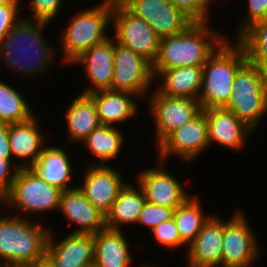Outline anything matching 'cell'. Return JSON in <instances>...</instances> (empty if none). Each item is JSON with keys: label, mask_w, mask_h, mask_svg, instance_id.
I'll use <instances>...</instances> for the list:
<instances>
[{"label": "cell", "mask_w": 267, "mask_h": 267, "mask_svg": "<svg viewBox=\"0 0 267 267\" xmlns=\"http://www.w3.org/2000/svg\"><path fill=\"white\" fill-rule=\"evenodd\" d=\"M8 125L0 122V200L8 193L19 167L14 163L8 140Z\"/></svg>", "instance_id": "32"}, {"label": "cell", "mask_w": 267, "mask_h": 267, "mask_svg": "<svg viewBox=\"0 0 267 267\" xmlns=\"http://www.w3.org/2000/svg\"><path fill=\"white\" fill-rule=\"evenodd\" d=\"M247 9L243 17L238 20L234 35L231 39H236L247 27L258 21L267 20V0H247ZM235 36V37H234ZM234 37V38H233Z\"/></svg>", "instance_id": "37"}, {"label": "cell", "mask_w": 267, "mask_h": 267, "mask_svg": "<svg viewBox=\"0 0 267 267\" xmlns=\"http://www.w3.org/2000/svg\"><path fill=\"white\" fill-rule=\"evenodd\" d=\"M155 150V158L167 163L174 157L186 166L198 161L205 151L210 150L205 112L202 110L191 121L171 132Z\"/></svg>", "instance_id": "11"}, {"label": "cell", "mask_w": 267, "mask_h": 267, "mask_svg": "<svg viewBox=\"0 0 267 267\" xmlns=\"http://www.w3.org/2000/svg\"><path fill=\"white\" fill-rule=\"evenodd\" d=\"M113 64L111 89L133 93L145 102L149 93L154 89L152 64L115 40Z\"/></svg>", "instance_id": "13"}, {"label": "cell", "mask_w": 267, "mask_h": 267, "mask_svg": "<svg viewBox=\"0 0 267 267\" xmlns=\"http://www.w3.org/2000/svg\"><path fill=\"white\" fill-rule=\"evenodd\" d=\"M124 230L105 228L93 234L95 267H132L134 253ZM143 264V265H142ZM143 262L135 267H143Z\"/></svg>", "instance_id": "24"}, {"label": "cell", "mask_w": 267, "mask_h": 267, "mask_svg": "<svg viewBox=\"0 0 267 267\" xmlns=\"http://www.w3.org/2000/svg\"><path fill=\"white\" fill-rule=\"evenodd\" d=\"M23 0H0V5L3 4H22Z\"/></svg>", "instance_id": "40"}, {"label": "cell", "mask_w": 267, "mask_h": 267, "mask_svg": "<svg viewBox=\"0 0 267 267\" xmlns=\"http://www.w3.org/2000/svg\"><path fill=\"white\" fill-rule=\"evenodd\" d=\"M0 78V122L21 123L34 116V108L20 91V87Z\"/></svg>", "instance_id": "30"}, {"label": "cell", "mask_w": 267, "mask_h": 267, "mask_svg": "<svg viewBox=\"0 0 267 267\" xmlns=\"http://www.w3.org/2000/svg\"><path fill=\"white\" fill-rule=\"evenodd\" d=\"M58 213L72 223L70 233L96 234L106 228L105 215L95 208L79 187L62 191Z\"/></svg>", "instance_id": "19"}, {"label": "cell", "mask_w": 267, "mask_h": 267, "mask_svg": "<svg viewBox=\"0 0 267 267\" xmlns=\"http://www.w3.org/2000/svg\"><path fill=\"white\" fill-rule=\"evenodd\" d=\"M114 38L108 37L94 45L75 59L70 66H81L84 79L88 81L81 94L89 95L96 91L111 89L114 73ZM91 83V84H90Z\"/></svg>", "instance_id": "17"}, {"label": "cell", "mask_w": 267, "mask_h": 267, "mask_svg": "<svg viewBox=\"0 0 267 267\" xmlns=\"http://www.w3.org/2000/svg\"><path fill=\"white\" fill-rule=\"evenodd\" d=\"M61 193L60 189L46 183L30 168H19L10 190L0 200V210L6 208L14 215L35 221L38 216L39 220L45 218V222V213L58 212Z\"/></svg>", "instance_id": "6"}, {"label": "cell", "mask_w": 267, "mask_h": 267, "mask_svg": "<svg viewBox=\"0 0 267 267\" xmlns=\"http://www.w3.org/2000/svg\"><path fill=\"white\" fill-rule=\"evenodd\" d=\"M143 267H160V266H157L156 264L154 265L153 263L149 264V261H147V263Z\"/></svg>", "instance_id": "41"}, {"label": "cell", "mask_w": 267, "mask_h": 267, "mask_svg": "<svg viewBox=\"0 0 267 267\" xmlns=\"http://www.w3.org/2000/svg\"><path fill=\"white\" fill-rule=\"evenodd\" d=\"M0 267H10V266L4 261H0Z\"/></svg>", "instance_id": "42"}, {"label": "cell", "mask_w": 267, "mask_h": 267, "mask_svg": "<svg viewBox=\"0 0 267 267\" xmlns=\"http://www.w3.org/2000/svg\"><path fill=\"white\" fill-rule=\"evenodd\" d=\"M3 214L0 215V261L10 267H28L44 259L50 232L47 221L43 224L11 212Z\"/></svg>", "instance_id": "4"}, {"label": "cell", "mask_w": 267, "mask_h": 267, "mask_svg": "<svg viewBox=\"0 0 267 267\" xmlns=\"http://www.w3.org/2000/svg\"><path fill=\"white\" fill-rule=\"evenodd\" d=\"M53 228L50 226L45 255L53 267L94 266L93 234L67 233L61 237Z\"/></svg>", "instance_id": "16"}, {"label": "cell", "mask_w": 267, "mask_h": 267, "mask_svg": "<svg viewBox=\"0 0 267 267\" xmlns=\"http://www.w3.org/2000/svg\"><path fill=\"white\" fill-rule=\"evenodd\" d=\"M167 162L156 158L152 167L142 169L134 180L144 193L146 201L155 205L175 209L181 205L192 192L185 186V181L179 180L175 174L168 170ZM182 182V183H181Z\"/></svg>", "instance_id": "12"}, {"label": "cell", "mask_w": 267, "mask_h": 267, "mask_svg": "<svg viewBox=\"0 0 267 267\" xmlns=\"http://www.w3.org/2000/svg\"><path fill=\"white\" fill-rule=\"evenodd\" d=\"M84 168L80 176L83 180L77 185L87 200L106 216L128 178L126 181L124 173L112 165H86Z\"/></svg>", "instance_id": "14"}, {"label": "cell", "mask_w": 267, "mask_h": 267, "mask_svg": "<svg viewBox=\"0 0 267 267\" xmlns=\"http://www.w3.org/2000/svg\"><path fill=\"white\" fill-rule=\"evenodd\" d=\"M147 234L152 236L154 243L165 250L168 249L167 251L175 252L182 248L187 251L188 246L180 239L174 218L160 223Z\"/></svg>", "instance_id": "33"}, {"label": "cell", "mask_w": 267, "mask_h": 267, "mask_svg": "<svg viewBox=\"0 0 267 267\" xmlns=\"http://www.w3.org/2000/svg\"><path fill=\"white\" fill-rule=\"evenodd\" d=\"M248 61L235 39H226L202 66V86L198 100L202 109L222 108L228 102L237 71Z\"/></svg>", "instance_id": "5"}, {"label": "cell", "mask_w": 267, "mask_h": 267, "mask_svg": "<svg viewBox=\"0 0 267 267\" xmlns=\"http://www.w3.org/2000/svg\"><path fill=\"white\" fill-rule=\"evenodd\" d=\"M220 217L212 213L201 227L185 251V267H221L223 218Z\"/></svg>", "instance_id": "20"}, {"label": "cell", "mask_w": 267, "mask_h": 267, "mask_svg": "<svg viewBox=\"0 0 267 267\" xmlns=\"http://www.w3.org/2000/svg\"><path fill=\"white\" fill-rule=\"evenodd\" d=\"M111 30L110 34L115 42L144 57L153 65L158 55L159 36L143 18L131 13L119 0H113Z\"/></svg>", "instance_id": "9"}, {"label": "cell", "mask_w": 267, "mask_h": 267, "mask_svg": "<svg viewBox=\"0 0 267 267\" xmlns=\"http://www.w3.org/2000/svg\"><path fill=\"white\" fill-rule=\"evenodd\" d=\"M173 213L174 209L172 208L155 205L146 201L136 223L137 228L143 226L141 229L146 227V230L150 232L160 223L172 219Z\"/></svg>", "instance_id": "36"}, {"label": "cell", "mask_w": 267, "mask_h": 267, "mask_svg": "<svg viewBox=\"0 0 267 267\" xmlns=\"http://www.w3.org/2000/svg\"><path fill=\"white\" fill-rule=\"evenodd\" d=\"M143 18L159 38L184 32L194 21L170 0H119Z\"/></svg>", "instance_id": "15"}, {"label": "cell", "mask_w": 267, "mask_h": 267, "mask_svg": "<svg viewBox=\"0 0 267 267\" xmlns=\"http://www.w3.org/2000/svg\"><path fill=\"white\" fill-rule=\"evenodd\" d=\"M235 40L248 61L267 77V20L251 24Z\"/></svg>", "instance_id": "31"}, {"label": "cell", "mask_w": 267, "mask_h": 267, "mask_svg": "<svg viewBox=\"0 0 267 267\" xmlns=\"http://www.w3.org/2000/svg\"><path fill=\"white\" fill-rule=\"evenodd\" d=\"M154 87L163 95L198 99L202 86V66H185L153 71Z\"/></svg>", "instance_id": "25"}, {"label": "cell", "mask_w": 267, "mask_h": 267, "mask_svg": "<svg viewBox=\"0 0 267 267\" xmlns=\"http://www.w3.org/2000/svg\"><path fill=\"white\" fill-rule=\"evenodd\" d=\"M78 94L63 110L62 120L66 124L68 136L66 139L71 142L70 144H81L94 129L101 125L94 100L89 95Z\"/></svg>", "instance_id": "26"}, {"label": "cell", "mask_w": 267, "mask_h": 267, "mask_svg": "<svg viewBox=\"0 0 267 267\" xmlns=\"http://www.w3.org/2000/svg\"><path fill=\"white\" fill-rule=\"evenodd\" d=\"M39 115L30 120L8 125V140L14 163L19 168H29L38 158L46 143V133L41 130Z\"/></svg>", "instance_id": "21"}, {"label": "cell", "mask_w": 267, "mask_h": 267, "mask_svg": "<svg viewBox=\"0 0 267 267\" xmlns=\"http://www.w3.org/2000/svg\"><path fill=\"white\" fill-rule=\"evenodd\" d=\"M23 4L0 5V42L6 37L10 30L23 18ZM21 12V13H20Z\"/></svg>", "instance_id": "38"}, {"label": "cell", "mask_w": 267, "mask_h": 267, "mask_svg": "<svg viewBox=\"0 0 267 267\" xmlns=\"http://www.w3.org/2000/svg\"><path fill=\"white\" fill-rule=\"evenodd\" d=\"M202 110L207 119L210 148L214 144L229 151L242 152L254 131L224 107Z\"/></svg>", "instance_id": "18"}, {"label": "cell", "mask_w": 267, "mask_h": 267, "mask_svg": "<svg viewBox=\"0 0 267 267\" xmlns=\"http://www.w3.org/2000/svg\"><path fill=\"white\" fill-rule=\"evenodd\" d=\"M194 22H207L213 15L212 7L217 0H170ZM221 1V0H219ZM214 5V6H213ZM212 14V15H211Z\"/></svg>", "instance_id": "35"}, {"label": "cell", "mask_w": 267, "mask_h": 267, "mask_svg": "<svg viewBox=\"0 0 267 267\" xmlns=\"http://www.w3.org/2000/svg\"><path fill=\"white\" fill-rule=\"evenodd\" d=\"M212 23L194 22L184 32L160 38L153 71L185 66H203L215 50L226 40L225 34Z\"/></svg>", "instance_id": "2"}, {"label": "cell", "mask_w": 267, "mask_h": 267, "mask_svg": "<svg viewBox=\"0 0 267 267\" xmlns=\"http://www.w3.org/2000/svg\"><path fill=\"white\" fill-rule=\"evenodd\" d=\"M208 214L204 210L198 193L192 194L174 209L173 218L176 222L180 239L187 246L195 240L201 227L212 215L210 213Z\"/></svg>", "instance_id": "29"}, {"label": "cell", "mask_w": 267, "mask_h": 267, "mask_svg": "<svg viewBox=\"0 0 267 267\" xmlns=\"http://www.w3.org/2000/svg\"><path fill=\"white\" fill-rule=\"evenodd\" d=\"M244 213L238 207L223 219L221 267H254L261 260V240Z\"/></svg>", "instance_id": "8"}, {"label": "cell", "mask_w": 267, "mask_h": 267, "mask_svg": "<svg viewBox=\"0 0 267 267\" xmlns=\"http://www.w3.org/2000/svg\"><path fill=\"white\" fill-rule=\"evenodd\" d=\"M49 25L45 21L22 18L10 30L0 42V63L5 66V71L7 69L13 72L12 76H22L26 80L43 79V75L49 78L47 72L58 56L57 47L52 46L43 34Z\"/></svg>", "instance_id": "1"}, {"label": "cell", "mask_w": 267, "mask_h": 267, "mask_svg": "<svg viewBox=\"0 0 267 267\" xmlns=\"http://www.w3.org/2000/svg\"><path fill=\"white\" fill-rule=\"evenodd\" d=\"M97 108L101 125L118 127L119 125L137 120L139 113V97L133 93L119 90H101L89 94Z\"/></svg>", "instance_id": "23"}, {"label": "cell", "mask_w": 267, "mask_h": 267, "mask_svg": "<svg viewBox=\"0 0 267 267\" xmlns=\"http://www.w3.org/2000/svg\"><path fill=\"white\" fill-rule=\"evenodd\" d=\"M50 144L43 148L37 160L29 168L46 183L61 191L78 187L74 182L77 180L73 178L77 175L74 174L75 166L73 167L74 162H72L74 160L71 157L73 155L65 147L57 146L58 142L56 145Z\"/></svg>", "instance_id": "22"}, {"label": "cell", "mask_w": 267, "mask_h": 267, "mask_svg": "<svg viewBox=\"0 0 267 267\" xmlns=\"http://www.w3.org/2000/svg\"><path fill=\"white\" fill-rule=\"evenodd\" d=\"M143 105L153 120L156 139L155 148L174 130L191 121L201 111L198 99L185 97H170L161 94L155 87L147 96Z\"/></svg>", "instance_id": "10"}, {"label": "cell", "mask_w": 267, "mask_h": 267, "mask_svg": "<svg viewBox=\"0 0 267 267\" xmlns=\"http://www.w3.org/2000/svg\"><path fill=\"white\" fill-rule=\"evenodd\" d=\"M30 2H22V10L26 13V9L30 13L23 14V18L36 21L52 22L59 15V12L64 10L63 5L65 0H29ZM25 3L28 7H26ZM63 6V7H62ZM25 9V10H24ZM25 15V16H24ZM29 15V16H28Z\"/></svg>", "instance_id": "34"}, {"label": "cell", "mask_w": 267, "mask_h": 267, "mask_svg": "<svg viewBox=\"0 0 267 267\" xmlns=\"http://www.w3.org/2000/svg\"><path fill=\"white\" fill-rule=\"evenodd\" d=\"M28 267H53V265L45 257L44 259L37 261L36 263L29 265Z\"/></svg>", "instance_id": "39"}, {"label": "cell", "mask_w": 267, "mask_h": 267, "mask_svg": "<svg viewBox=\"0 0 267 267\" xmlns=\"http://www.w3.org/2000/svg\"><path fill=\"white\" fill-rule=\"evenodd\" d=\"M119 127L100 125L81 143L80 149L90 153L91 159L85 165H111L121 156L126 141L124 131ZM96 158V159H95ZM110 162V163H109Z\"/></svg>", "instance_id": "27"}, {"label": "cell", "mask_w": 267, "mask_h": 267, "mask_svg": "<svg viewBox=\"0 0 267 267\" xmlns=\"http://www.w3.org/2000/svg\"><path fill=\"white\" fill-rule=\"evenodd\" d=\"M145 202L144 193L138 184L128 181L105 216L106 228L123 230L125 226H136Z\"/></svg>", "instance_id": "28"}, {"label": "cell", "mask_w": 267, "mask_h": 267, "mask_svg": "<svg viewBox=\"0 0 267 267\" xmlns=\"http://www.w3.org/2000/svg\"><path fill=\"white\" fill-rule=\"evenodd\" d=\"M113 0H101L99 4L79 9L69 16L59 33V54L61 64H70L83 52L111 36V12ZM60 31V32H59ZM61 47V48H60Z\"/></svg>", "instance_id": "3"}, {"label": "cell", "mask_w": 267, "mask_h": 267, "mask_svg": "<svg viewBox=\"0 0 267 267\" xmlns=\"http://www.w3.org/2000/svg\"><path fill=\"white\" fill-rule=\"evenodd\" d=\"M224 108L254 132L262 127L260 124L267 116V77L249 61L237 71L229 102Z\"/></svg>", "instance_id": "7"}]
</instances>
